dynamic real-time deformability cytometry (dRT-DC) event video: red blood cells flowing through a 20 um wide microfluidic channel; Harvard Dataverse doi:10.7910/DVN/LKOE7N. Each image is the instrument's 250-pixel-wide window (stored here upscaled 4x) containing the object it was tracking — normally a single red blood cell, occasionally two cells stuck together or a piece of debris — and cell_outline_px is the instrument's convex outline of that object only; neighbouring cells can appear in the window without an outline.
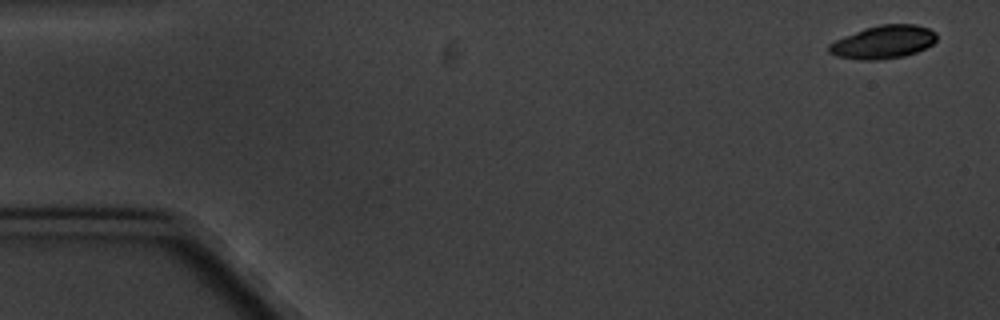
{"species": "common noctule bat (a hibernating species)", "species_latin": "Nyctalus noctula", "temperature_condition": "cold", "stored_images_in_passage": 5, "camera_frame_rate_fps": 3000, "um_per_image_px": 0.085, "animal": {"sex": "male", "body_mass_g": 20.1, "forearm_length_mm": 53.5}, "frame": {"image": 1, "passage_image": 1, "time_ms": 0.0, "image_size_px": [1000, 320], "cell_outline_px": [[936, 40], [932, 44], [916, 52], [904, 56], [880, 60], [860, 60], [836, 56], [828, 52], [828, 44], [844, 36], [880, 24], [916, 24], [928, 28], [936, 32]], "centroid_in_image_um": [75.08, 3.58], "position_along_channel_um": 9.9, "area_um2": 20.69}}